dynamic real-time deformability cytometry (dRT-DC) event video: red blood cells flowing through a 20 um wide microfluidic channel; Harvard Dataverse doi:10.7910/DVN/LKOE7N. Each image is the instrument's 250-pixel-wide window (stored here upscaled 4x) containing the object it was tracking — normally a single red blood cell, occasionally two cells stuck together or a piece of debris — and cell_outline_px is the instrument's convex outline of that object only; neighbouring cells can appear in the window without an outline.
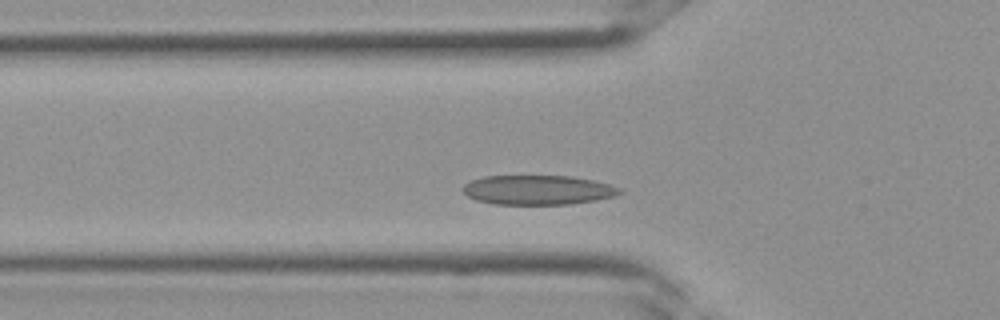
{"species": "Egyptian fruit bat (a non-hibernating species)", "species_latin": "Rousettus aegyptiacus", "temperature_condition": "room temperature", "stored_images_in_passage": 25, "camera_frame_rate_fps": 3000, "um_per_image_px": 0.085, "frame": {"image": 1, "passage_image": 5, "time_ms": 1.333, "image_size_px": [1000, 320], "cell_outline_px": [[624, 192], [616, 196], [596, 200], [568, 204], [496, 204], [476, 200], [468, 196], [460, 188], [464, 184], [472, 180], [484, 176], [572, 176], [592, 180], [608, 184], [620, 188]], "centroid_in_image_um": [45.72, 16.14], "position_along_channel_um": 80.1, "area_um2": 26.93}}
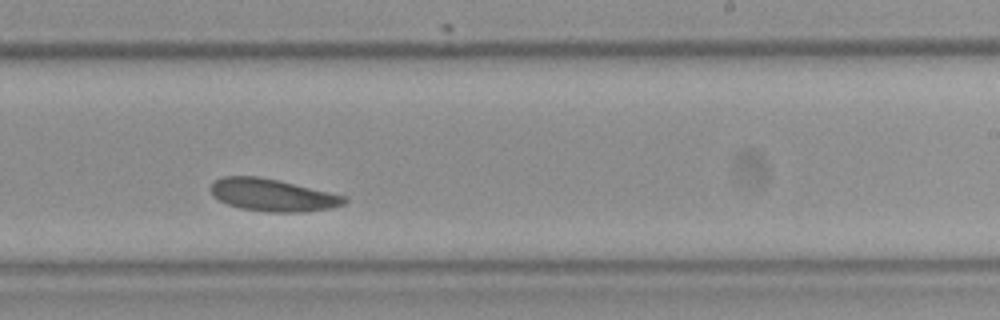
{"frame": {"image": 2, "passage_image": 15, "time_ms": 4.667, "image_size_px": [1000, 320], "cell_outline_px": [[348, 200], [344, 204], [332, 208], [304, 212], [268, 212], [240, 208], [228, 204], [212, 196], [208, 188], [216, 180], [224, 176], [260, 176], [348, 196]], "centroid_in_image_um": [23.18, 16.58], "position_along_channel_um": 265.8, "area_um2": 25.37}}
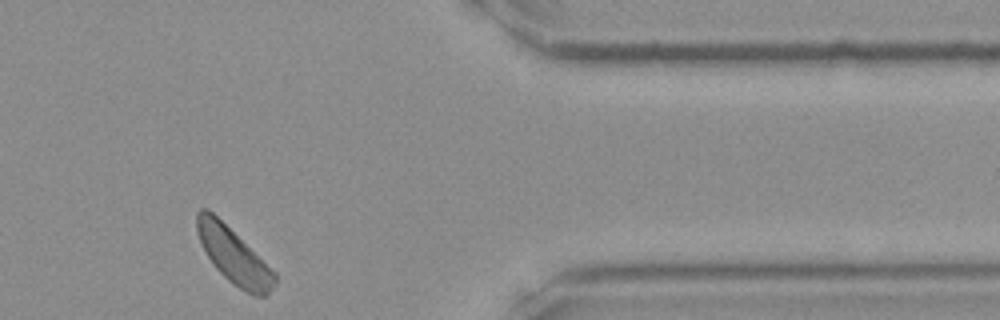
{"frame": {"image": 3, "passage_image": 23, "time_ms": 7.333, "image_size_px": [1000, 320], "cell_outline_px": [[276, 284], [268, 296], [256, 296], [232, 284], [216, 268], [200, 244], [196, 232], [196, 212], [200, 208], [208, 208], [276, 272]], "centroid_in_image_um": [19.86, 21.73], "position_along_channel_um": 391.5, "area_um2": 25.09}}